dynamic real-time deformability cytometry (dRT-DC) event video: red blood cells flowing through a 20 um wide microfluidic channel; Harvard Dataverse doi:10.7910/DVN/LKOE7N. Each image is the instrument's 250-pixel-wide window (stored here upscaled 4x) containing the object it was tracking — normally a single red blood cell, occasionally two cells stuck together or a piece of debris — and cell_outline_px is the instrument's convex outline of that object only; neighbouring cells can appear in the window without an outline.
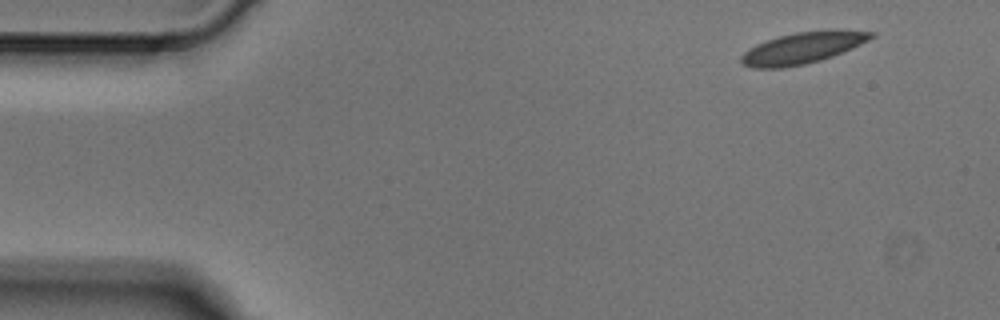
{"species": "Egyptian fruit bat (a non-hibernating species)", "species_latin": "Rousettus aegyptiacus", "temperature_condition": "cold", "stored_images_in_passage": 5, "camera_frame_rate_fps": 3000, "um_per_image_px": 0.085, "animal": {"sex": "male"}, "frame": {"image": 1, "passage_image": 1, "time_ms": 0.0, "image_size_px": [1000, 320], "cell_outline_px": [[876, 36], [852, 48], [832, 56], [820, 60], [804, 64], [784, 68], [752, 68], [740, 64], [740, 56], [748, 48], [756, 44], [780, 36], [796, 32], [832, 28], [836, 28], [876, 32]], "centroid_in_image_um": [68.24, 4.05], "position_along_channel_um": 16.8, "area_um2": 24.16}}
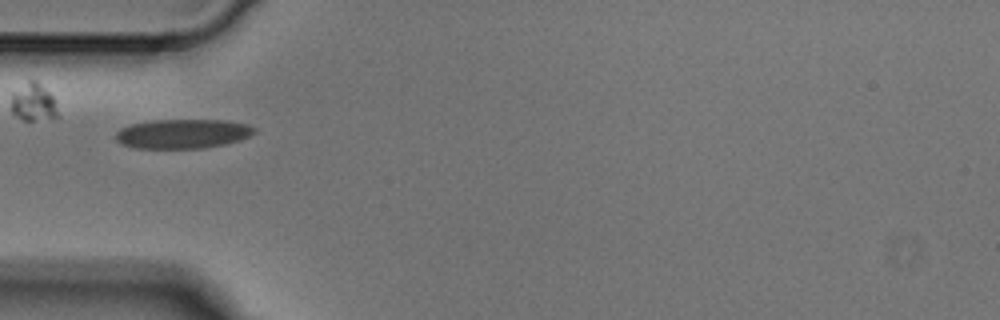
{"frame": {"image": 2, "passage_image": 4, "time_ms": 1.0, "image_size_px": [1000, 320], "cell_outline_px": [[256, 132], [240, 140], [224, 144], [204, 148], [132, 148], [120, 144], [116, 140], [116, 132], [120, 128], [132, 124], [152, 120], [224, 120], [244, 124], [256, 128]], "centroid_in_image_um": [15.49, 11.37], "position_along_channel_um": 69.5, "area_um2": 23.7}}
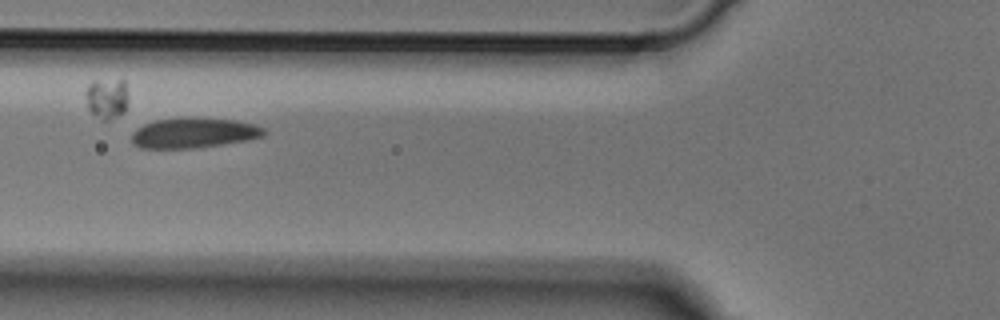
{"frame": {"image": 3, "passage_image": 5, "time_ms": 1.333, "image_size_px": [1000, 320], "cell_outline_px": [[268, 132], [264, 136], [248, 140], [224, 144], [196, 148], [140, 148], [132, 144], [132, 132], [136, 128], [144, 124], [156, 120], [236, 120], [256, 124], [264, 128]], "centroid_in_image_um": [16.5, 11.34], "position_along_channel_um": 109.3, "area_um2": 22.66}}